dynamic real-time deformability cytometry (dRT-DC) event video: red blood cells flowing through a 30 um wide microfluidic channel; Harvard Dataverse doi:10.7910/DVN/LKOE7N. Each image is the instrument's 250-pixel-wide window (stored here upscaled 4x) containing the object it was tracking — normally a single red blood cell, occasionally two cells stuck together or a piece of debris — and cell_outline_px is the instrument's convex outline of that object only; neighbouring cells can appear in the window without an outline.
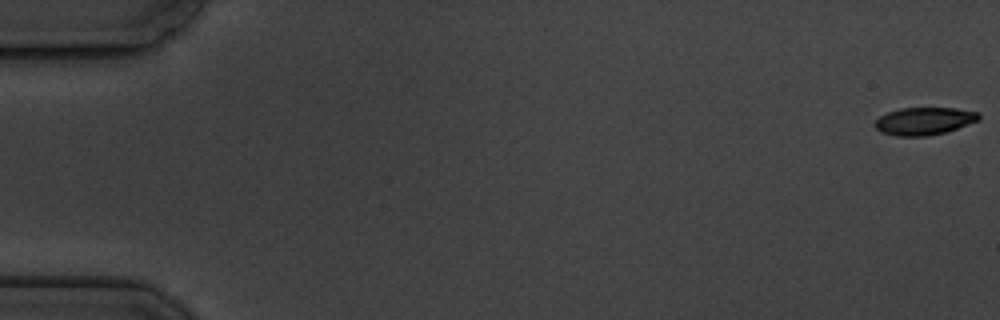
{"species": "common noctule bat (a hibernating species)", "species_latin": "Nyctalus noctula", "temperature_condition": "cold", "stored_images_in_passage": 7, "camera_frame_rate_fps": 3000, "um_per_image_px": 0.085, "animal": {"sex": "male", "body_mass_g": 19.5, "forearm_length_mm": 54.6}, "frame": {"image": 1, "passage_image": 1, "time_ms": 0.0, "image_size_px": [1000, 320], "cell_outline_px": [[980, 120], [944, 132], [928, 136], [896, 136], [880, 132], [872, 124], [880, 116], [888, 112], [900, 108], [956, 108], [976, 112], [980, 116]], "centroid_in_image_um": [78.51, 10.29], "position_along_channel_um": 6.5, "area_um2": 16.65}}
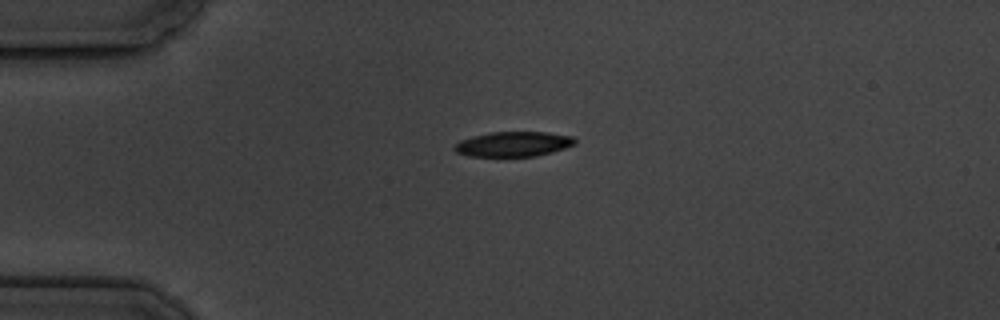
{"frame": {"image": 2, "passage_image": 5, "time_ms": 4.667, "image_size_px": [1000, 320], "cell_outline_px": [[576, 144], [552, 152], [536, 156], [468, 156], [456, 152], [452, 148], [460, 140], [472, 136], [492, 132], [548, 132], [572, 136], [576, 140]], "centroid_in_image_um": [43.63, 12.24], "position_along_channel_um": 41.4, "area_um2": 17.51}}